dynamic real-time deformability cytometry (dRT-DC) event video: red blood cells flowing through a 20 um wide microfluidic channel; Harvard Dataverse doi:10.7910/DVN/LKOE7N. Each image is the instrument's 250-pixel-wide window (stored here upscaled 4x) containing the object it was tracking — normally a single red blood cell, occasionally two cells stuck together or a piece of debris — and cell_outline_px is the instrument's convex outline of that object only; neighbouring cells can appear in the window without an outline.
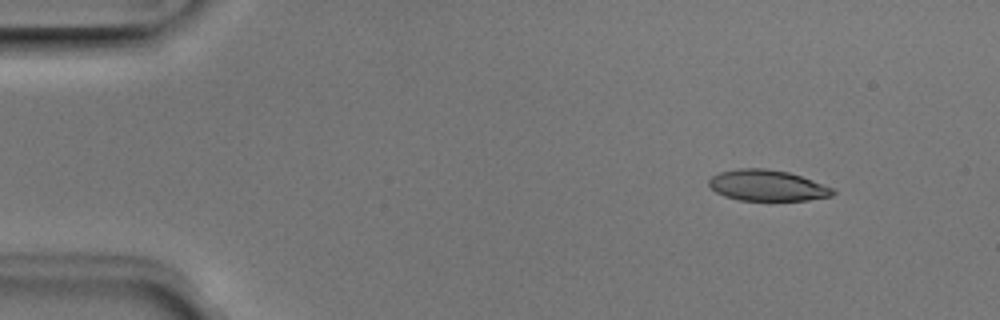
{"species": "Egyptian fruit bat (a non-hibernating species)", "species_latin": "Rousettus aegyptiacus", "temperature_condition": "room temperature", "stored_images_in_passage": 4, "camera_frame_rate_fps": 3000, "um_per_image_px": 0.085, "animal": {"sex": "male"}, "frame": {"image": 1, "passage_image": 1, "time_ms": 0.0, "image_size_px": [1000, 320], "cell_outline_px": [[836, 192], [832, 196], [808, 200], [740, 200], [724, 196], [716, 192], [708, 184], [708, 180], [712, 176], [720, 172], [740, 168], [768, 168], [788, 172], [812, 180], [832, 188]], "centroid_in_image_um": [65.2, 15.76], "position_along_channel_um": 19.8, "area_um2": 22.25}}
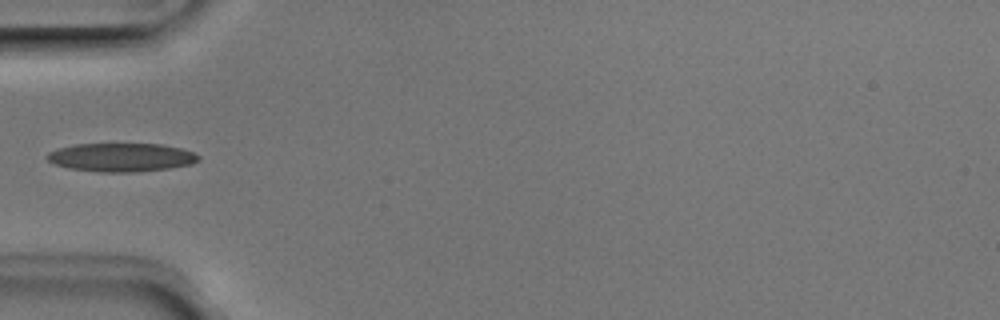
{"frame": {"image": 2, "passage_image": 4, "time_ms": 1.0, "image_size_px": [1000, 320], "cell_outline_px": [[200, 160], [192, 164], [168, 168], [136, 172], [100, 172], [68, 168], [56, 164], [48, 160], [44, 156], [48, 152], [60, 148], [76, 144], [160, 144], [180, 148], [192, 152], [200, 156]], "centroid_in_image_um": [10.31, 13.38], "position_along_channel_um": 74.7, "area_um2": 25.09}}